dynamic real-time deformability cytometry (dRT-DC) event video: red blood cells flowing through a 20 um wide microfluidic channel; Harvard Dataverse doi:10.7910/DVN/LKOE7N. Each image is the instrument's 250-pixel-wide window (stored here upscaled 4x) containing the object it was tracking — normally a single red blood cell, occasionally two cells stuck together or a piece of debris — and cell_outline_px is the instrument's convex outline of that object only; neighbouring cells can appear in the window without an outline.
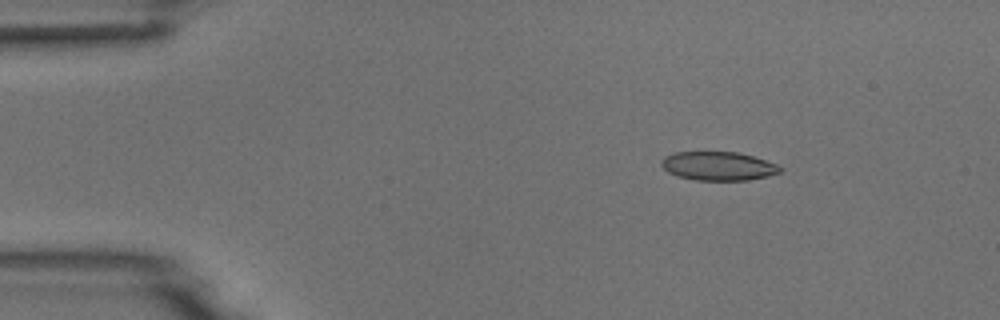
{"species": "common noctule bat (a hibernating species)", "species_latin": "Nyctalus noctula", "temperature_condition": "room temperature", "stored_images_in_passage": 5, "camera_frame_rate_fps": 3000, "um_per_image_px": 0.085, "animal": {"sex": "male", "body_mass_g": 18.8}, "frame": {"image": 1, "passage_image": 2, "time_ms": 1.0, "image_size_px": [1000, 320], "cell_outline_px": [[784, 168], [780, 172], [768, 176], [748, 180], [696, 180], [676, 176], [668, 172], [660, 164], [660, 160], [664, 156], [672, 152], [736, 152], [752, 156], [776, 164]], "centroid_in_image_um": [61.01, 14.11], "position_along_channel_um": 24.0, "area_um2": 19.94}}
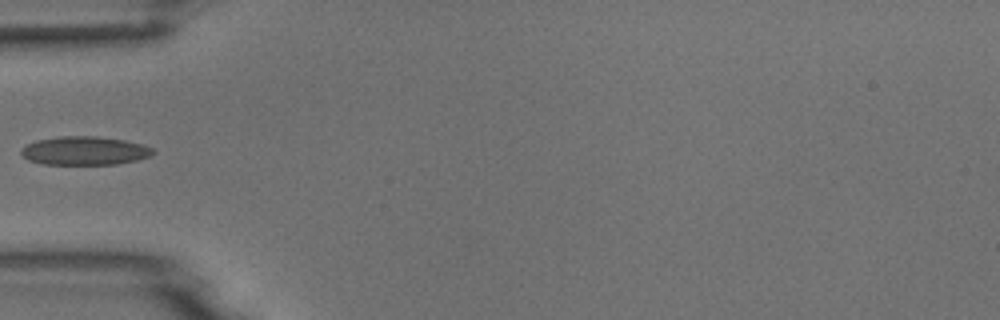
{"frame": {"image": 2, "passage_image": 5, "time_ms": 4.333, "image_size_px": [1000, 320], "cell_outline_px": [[156, 152], [152, 156], [136, 160], [116, 164], [44, 164], [28, 160], [20, 152], [20, 148], [36, 140], [60, 136], [96, 136], [124, 140], [140, 144], [152, 148]], "centroid_in_image_um": [7.19, 12.81], "position_along_channel_um": 77.8, "area_um2": 21.91}}